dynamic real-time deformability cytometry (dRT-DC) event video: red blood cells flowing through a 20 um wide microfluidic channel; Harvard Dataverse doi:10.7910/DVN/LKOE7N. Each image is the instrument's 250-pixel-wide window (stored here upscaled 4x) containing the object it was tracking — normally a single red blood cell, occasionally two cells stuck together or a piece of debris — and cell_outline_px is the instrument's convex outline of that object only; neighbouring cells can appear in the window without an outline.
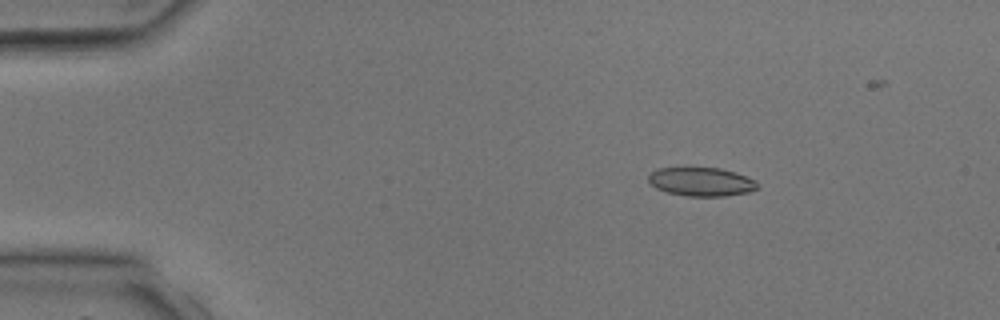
{"species": "common noctule bat (a hibernating species)", "species_latin": "Nyctalus noctula", "temperature_condition": "room temperature", "stored_images_in_passage": 4, "camera_frame_rate_fps": 3000, "um_per_image_px": 0.085, "animal": {"sex": "male", "body_mass_g": 17.9, "forearm_length_mm": 54.2}, "frame": {"image": 1, "passage_image": 2, "time_ms": 1.667, "image_size_px": [1000, 320], "cell_outline_px": [[760, 188], [748, 192], [724, 196], [688, 196], [668, 192], [656, 188], [648, 180], [648, 176], [656, 168], [720, 168], [736, 172], [756, 180], [760, 184]], "centroid_in_image_um": [59.66, 15.45], "position_along_channel_um": 25.3, "area_um2": 18.26}}
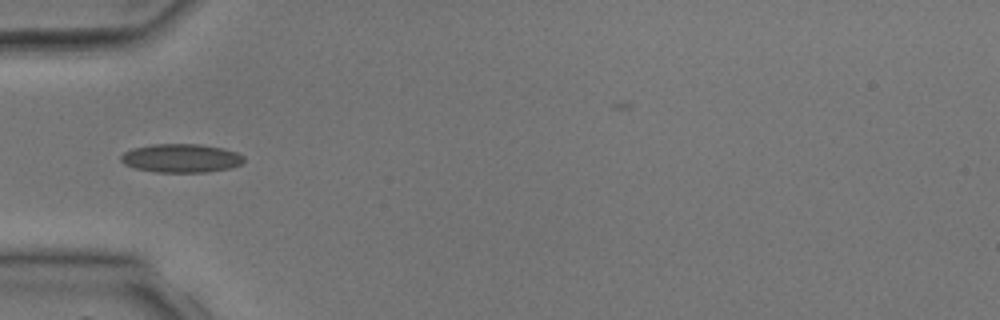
{"frame": {"image": 2, "passage_image": 4, "time_ms": 4.0, "image_size_px": [1000, 320], "cell_outline_px": [[244, 160], [240, 164], [232, 168], [204, 172], [156, 172], [136, 168], [124, 164], [120, 160], [120, 156], [124, 152], [132, 148], [152, 144], [200, 144], [224, 148], [236, 152], [244, 156]], "centroid_in_image_um": [15.39, 13.44], "position_along_channel_um": 69.6, "area_um2": 20.58}}